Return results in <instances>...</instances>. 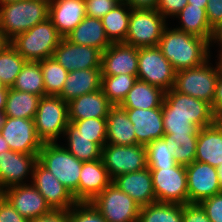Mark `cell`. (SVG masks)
Returning <instances> with one entry per match:
<instances>
[{"label": "cell", "mask_w": 222, "mask_h": 222, "mask_svg": "<svg viewBox=\"0 0 222 222\" xmlns=\"http://www.w3.org/2000/svg\"><path fill=\"white\" fill-rule=\"evenodd\" d=\"M187 174L188 203H200L222 192L217 168L208 163L193 161L185 166Z\"/></svg>", "instance_id": "cell-16"}, {"label": "cell", "mask_w": 222, "mask_h": 222, "mask_svg": "<svg viewBox=\"0 0 222 222\" xmlns=\"http://www.w3.org/2000/svg\"><path fill=\"white\" fill-rule=\"evenodd\" d=\"M187 4V0H159L157 10L167 19V16L175 17Z\"/></svg>", "instance_id": "cell-47"}, {"label": "cell", "mask_w": 222, "mask_h": 222, "mask_svg": "<svg viewBox=\"0 0 222 222\" xmlns=\"http://www.w3.org/2000/svg\"><path fill=\"white\" fill-rule=\"evenodd\" d=\"M107 138L106 144L114 145H134L136 144V134L133 124L125 109L112 106L109 109L107 118Z\"/></svg>", "instance_id": "cell-29"}, {"label": "cell", "mask_w": 222, "mask_h": 222, "mask_svg": "<svg viewBox=\"0 0 222 222\" xmlns=\"http://www.w3.org/2000/svg\"><path fill=\"white\" fill-rule=\"evenodd\" d=\"M112 106L101 88L68 102V120L71 123L90 118H107Z\"/></svg>", "instance_id": "cell-25"}, {"label": "cell", "mask_w": 222, "mask_h": 222, "mask_svg": "<svg viewBox=\"0 0 222 222\" xmlns=\"http://www.w3.org/2000/svg\"><path fill=\"white\" fill-rule=\"evenodd\" d=\"M5 189L3 188L2 184L0 183V198L4 197Z\"/></svg>", "instance_id": "cell-61"}, {"label": "cell", "mask_w": 222, "mask_h": 222, "mask_svg": "<svg viewBox=\"0 0 222 222\" xmlns=\"http://www.w3.org/2000/svg\"><path fill=\"white\" fill-rule=\"evenodd\" d=\"M217 171H218V178H219L220 187L222 190V163L220 164L219 167H217Z\"/></svg>", "instance_id": "cell-57"}, {"label": "cell", "mask_w": 222, "mask_h": 222, "mask_svg": "<svg viewBox=\"0 0 222 222\" xmlns=\"http://www.w3.org/2000/svg\"><path fill=\"white\" fill-rule=\"evenodd\" d=\"M175 77V69L158 46L138 48V80L157 86L166 92L174 87Z\"/></svg>", "instance_id": "cell-8"}, {"label": "cell", "mask_w": 222, "mask_h": 222, "mask_svg": "<svg viewBox=\"0 0 222 222\" xmlns=\"http://www.w3.org/2000/svg\"><path fill=\"white\" fill-rule=\"evenodd\" d=\"M209 62L208 59L200 66L177 71L173 88L182 94L212 104L220 67L216 64L217 66L212 68Z\"/></svg>", "instance_id": "cell-6"}, {"label": "cell", "mask_w": 222, "mask_h": 222, "mask_svg": "<svg viewBox=\"0 0 222 222\" xmlns=\"http://www.w3.org/2000/svg\"><path fill=\"white\" fill-rule=\"evenodd\" d=\"M9 150V145L5 141L4 137L0 134V153Z\"/></svg>", "instance_id": "cell-56"}, {"label": "cell", "mask_w": 222, "mask_h": 222, "mask_svg": "<svg viewBox=\"0 0 222 222\" xmlns=\"http://www.w3.org/2000/svg\"><path fill=\"white\" fill-rule=\"evenodd\" d=\"M138 222H183V205L154 202L140 207Z\"/></svg>", "instance_id": "cell-36"}, {"label": "cell", "mask_w": 222, "mask_h": 222, "mask_svg": "<svg viewBox=\"0 0 222 222\" xmlns=\"http://www.w3.org/2000/svg\"><path fill=\"white\" fill-rule=\"evenodd\" d=\"M26 60L10 45L0 52V79L12 87Z\"/></svg>", "instance_id": "cell-40"}, {"label": "cell", "mask_w": 222, "mask_h": 222, "mask_svg": "<svg viewBox=\"0 0 222 222\" xmlns=\"http://www.w3.org/2000/svg\"><path fill=\"white\" fill-rule=\"evenodd\" d=\"M195 161L219 167L222 163V120L199 129Z\"/></svg>", "instance_id": "cell-26"}, {"label": "cell", "mask_w": 222, "mask_h": 222, "mask_svg": "<svg viewBox=\"0 0 222 222\" xmlns=\"http://www.w3.org/2000/svg\"><path fill=\"white\" fill-rule=\"evenodd\" d=\"M175 17L182 23L176 29L204 38L210 43L213 29L208 23L206 9L187 4Z\"/></svg>", "instance_id": "cell-31"}, {"label": "cell", "mask_w": 222, "mask_h": 222, "mask_svg": "<svg viewBox=\"0 0 222 222\" xmlns=\"http://www.w3.org/2000/svg\"><path fill=\"white\" fill-rule=\"evenodd\" d=\"M162 113L185 116L200 129L214 124L219 119L210 103L182 94L174 88L164 94Z\"/></svg>", "instance_id": "cell-11"}, {"label": "cell", "mask_w": 222, "mask_h": 222, "mask_svg": "<svg viewBox=\"0 0 222 222\" xmlns=\"http://www.w3.org/2000/svg\"><path fill=\"white\" fill-rule=\"evenodd\" d=\"M10 43L5 37L3 31L0 29V52Z\"/></svg>", "instance_id": "cell-55"}, {"label": "cell", "mask_w": 222, "mask_h": 222, "mask_svg": "<svg viewBox=\"0 0 222 222\" xmlns=\"http://www.w3.org/2000/svg\"><path fill=\"white\" fill-rule=\"evenodd\" d=\"M131 9H157L159 0H123Z\"/></svg>", "instance_id": "cell-51"}, {"label": "cell", "mask_w": 222, "mask_h": 222, "mask_svg": "<svg viewBox=\"0 0 222 222\" xmlns=\"http://www.w3.org/2000/svg\"><path fill=\"white\" fill-rule=\"evenodd\" d=\"M211 222H222V192L199 203Z\"/></svg>", "instance_id": "cell-44"}, {"label": "cell", "mask_w": 222, "mask_h": 222, "mask_svg": "<svg viewBox=\"0 0 222 222\" xmlns=\"http://www.w3.org/2000/svg\"><path fill=\"white\" fill-rule=\"evenodd\" d=\"M40 98L38 95L9 87L4 114L11 118L34 119Z\"/></svg>", "instance_id": "cell-32"}, {"label": "cell", "mask_w": 222, "mask_h": 222, "mask_svg": "<svg viewBox=\"0 0 222 222\" xmlns=\"http://www.w3.org/2000/svg\"><path fill=\"white\" fill-rule=\"evenodd\" d=\"M85 17L84 0H50L49 19L62 37H66Z\"/></svg>", "instance_id": "cell-24"}, {"label": "cell", "mask_w": 222, "mask_h": 222, "mask_svg": "<svg viewBox=\"0 0 222 222\" xmlns=\"http://www.w3.org/2000/svg\"><path fill=\"white\" fill-rule=\"evenodd\" d=\"M149 169L152 175L153 190L157 202L182 205L188 203L185 166L176 164L174 167Z\"/></svg>", "instance_id": "cell-13"}, {"label": "cell", "mask_w": 222, "mask_h": 222, "mask_svg": "<svg viewBox=\"0 0 222 222\" xmlns=\"http://www.w3.org/2000/svg\"><path fill=\"white\" fill-rule=\"evenodd\" d=\"M62 38L48 18L28 31L16 35L10 40V45L26 61H40L53 56Z\"/></svg>", "instance_id": "cell-3"}, {"label": "cell", "mask_w": 222, "mask_h": 222, "mask_svg": "<svg viewBox=\"0 0 222 222\" xmlns=\"http://www.w3.org/2000/svg\"><path fill=\"white\" fill-rule=\"evenodd\" d=\"M69 222H107L90 202H77L68 210Z\"/></svg>", "instance_id": "cell-42"}, {"label": "cell", "mask_w": 222, "mask_h": 222, "mask_svg": "<svg viewBox=\"0 0 222 222\" xmlns=\"http://www.w3.org/2000/svg\"><path fill=\"white\" fill-rule=\"evenodd\" d=\"M206 13L212 29L222 23V0H208Z\"/></svg>", "instance_id": "cell-48"}, {"label": "cell", "mask_w": 222, "mask_h": 222, "mask_svg": "<svg viewBox=\"0 0 222 222\" xmlns=\"http://www.w3.org/2000/svg\"><path fill=\"white\" fill-rule=\"evenodd\" d=\"M219 61L217 62L219 67H220V71L222 72V54H219V57H218Z\"/></svg>", "instance_id": "cell-60"}, {"label": "cell", "mask_w": 222, "mask_h": 222, "mask_svg": "<svg viewBox=\"0 0 222 222\" xmlns=\"http://www.w3.org/2000/svg\"><path fill=\"white\" fill-rule=\"evenodd\" d=\"M166 20L157 9H131L126 44L134 47L158 46Z\"/></svg>", "instance_id": "cell-7"}, {"label": "cell", "mask_w": 222, "mask_h": 222, "mask_svg": "<svg viewBox=\"0 0 222 222\" xmlns=\"http://www.w3.org/2000/svg\"><path fill=\"white\" fill-rule=\"evenodd\" d=\"M0 222H29V220L22 217L9 201L2 197L0 198Z\"/></svg>", "instance_id": "cell-46"}, {"label": "cell", "mask_w": 222, "mask_h": 222, "mask_svg": "<svg viewBox=\"0 0 222 222\" xmlns=\"http://www.w3.org/2000/svg\"><path fill=\"white\" fill-rule=\"evenodd\" d=\"M112 183L101 159L83 162L79 185L78 202H91Z\"/></svg>", "instance_id": "cell-23"}, {"label": "cell", "mask_w": 222, "mask_h": 222, "mask_svg": "<svg viewBox=\"0 0 222 222\" xmlns=\"http://www.w3.org/2000/svg\"><path fill=\"white\" fill-rule=\"evenodd\" d=\"M29 222H69L68 210H51L49 213L29 220Z\"/></svg>", "instance_id": "cell-49"}, {"label": "cell", "mask_w": 222, "mask_h": 222, "mask_svg": "<svg viewBox=\"0 0 222 222\" xmlns=\"http://www.w3.org/2000/svg\"><path fill=\"white\" fill-rule=\"evenodd\" d=\"M5 118H6V116H5L4 112H0V130L2 129Z\"/></svg>", "instance_id": "cell-58"}, {"label": "cell", "mask_w": 222, "mask_h": 222, "mask_svg": "<svg viewBox=\"0 0 222 222\" xmlns=\"http://www.w3.org/2000/svg\"><path fill=\"white\" fill-rule=\"evenodd\" d=\"M15 1H23V0H0V5H3L5 3H9V2H15Z\"/></svg>", "instance_id": "cell-59"}, {"label": "cell", "mask_w": 222, "mask_h": 222, "mask_svg": "<svg viewBox=\"0 0 222 222\" xmlns=\"http://www.w3.org/2000/svg\"><path fill=\"white\" fill-rule=\"evenodd\" d=\"M188 4H192L193 6L196 7H202L204 9H206L208 0H187Z\"/></svg>", "instance_id": "cell-54"}, {"label": "cell", "mask_w": 222, "mask_h": 222, "mask_svg": "<svg viewBox=\"0 0 222 222\" xmlns=\"http://www.w3.org/2000/svg\"><path fill=\"white\" fill-rule=\"evenodd\" d=\"M0 134L9 149L25 154H39L43 142L38 138L34 119L6 117Z\"/></svg>", "instance_id": "cell-15"}, {"label": "cell", "mask_w": 222, "mask_h": 222, "mask_svg": "<svg viewBox=\"0 0 222 222\" xmlns=\"http://www.w3.org/2000/svg\"><path fill=\"white\" fill-rule=\"evenodd\" d=\"M130 15L131 8L122 2L101 18L106 36L111 43L125 42Z\"/></svg>", "instance_id": "cell-33"}, {"label": "cell", "mask_w": 222, "mask_h": 222, "mask_svg": "<svg viewBox=\"0 0 222 222\" xmlns=\"http://www.w3.org/2000/svg\"><path fill=\"white\" fill-rule=\"evenodd\" d=\"M102 75L128 74L137 77L138 47L124 42L112 43L102 52Z\"/></svg>", "instance_id": "cell-18"}, {"label": "cell", "mask_w": 222, "mask_h": 222, "mask_svg": "<svg viewBox=\"0 0 222 222\" xmlns=\"http://www.w3.org/2000/svg\"><path fill=\"white\" fill-rule=\"evenodd\" d=\"M112 182L140 207L157 202L153 190L152 175L148 167L140 171L118 175Z\"/></svg>", "instance_id": "cell-22"}, {"label": "cell", "mask_w": 222, "mask_h": 222, "mask_svg": "<svg viewBox=\"0 0 222 222\" xmlns=\"http://www.w3.org/2000/svg\"><path fill=\"white\" fill-rule=\"evenodd\" d=\"M68 72L101 69L102 52L94 47L78 45L63 37L52 56Z\"/></svg>", "instance_id": "cell-17"}, {"label": "cell", "mask_w": 222, "mask_h": 222, "mask_svg": "<svg viewBox=\"0 0 222 222\" xmlns=\"http://www.w3.org/2000/svg\"><path fill=\"white\" fill-rule=\"evenodd\" d=\"M37 160L69 189L78 202V185L83 162L57 142L43 143Z\"/></svg>", "instance_id": "cell-4"}, {"label": "cell", "mask_w": 222, "mask_h": 222, "mask_svg": "<svg viewBox=\"0 0 222 222\" xmlns=\"http://www.w3.org/2000/svg\"><path fill=\"white\" fill-rule=\"evenodd\" d=\"M102 72L101 69H83L68 72L66 81L62 89L61 97L65 102L92 93L101 89Z\"/></svg>", "instance_id": "cell-27"}, {"label": "cell", "mask_w": 222, "mask_h": 222, "mask_svg": "<svg viewBox=\"0 0 222 222\" xmlns=\"http://www.w3.org/2000/svg\"><path fill=\"white\" fill-rule=\"evenodd\" d=\"M64 134L68 140L66 149L78 160L87 162L101 159V148L89 138L81 136L72 123H68Z\"/></svg>", "instance_id": "cell-34"}, {"label": "cell", "mask_w": 222, "mask_h": 222, "mask_svg": "<svg viewBox=\"0 0 222 222\" xmlns=\"http://www.w3.org/2000/svg\"><path fill=\"white\" fill-rule=\"evenodd\" d=\"M79 131L81 136L89 138L101 149L106 144L107 121L106 118H90L71 122Z\"/></svg>", "instance_id": "cell-41"}, {"label": "cell", "mask_w": 222, "mask_h": 222, "mask_svg": "<svg viewBox=\"0 0 222 222\" xmlns=\"http://www.w3.org/2000/svg\"><path fill=\"white\" fill-rule=\"evenodd\" d=\"M43 75L45 95L59 96L62 92L68 71L53 57L39 61Z\"/></svg>", "instance_id": "cell-39"}, {"label": "cell", "mask_w": 222, "mask_h": 222, "mask_svg": "<svg viewBox=\"0 0 222 222\" xmlns=\"http://www.w3.org/2000/svg\"><path fill=\"white\" fill-rule=\"evenodd\" d=\"M164 94L161 88L137 79L119 106L123 109L158 108L162 105Z\"/></svg>", "instance_id": "cell-30"}, {"label": "cell", "mask_w": 222, "mask_h": 222, "mask_svg": "<svg viewBox=\"0 0 222 222\" xmlns=\"http://www.w3.org/2000/svg\"><path fill=\"white\" fill-rule=\"evenodd\" d=\"M136 134V144L147 146L164 134L162 105L152 109H125Z\"/></svg>", "instance_id": "cell-20"}, {"label": "cell", "mask_w": 222, "mask_h": 222, "mask_svg": "<svg viewBox=\"0 0 222 222\" xmlns=\"http://www.w3.org/2000/svg\"><path fill=\"white\" fill-rule=\"evenodd\" d=\"M90 203L107 222H138L140 206L113 182Z\"/></svg>", "instance_id": "cell-9"}, {"label": "cell", "mask_w": 222, "mask_h": 222, "mask_svg": "<svg viewBox=\"0 0 222 222\" xmlns=\"http://www.w3.org/2000/svg\"><path fill=\"white\" fill-rule=\"evenodd\" d=\"M11 88L40 97L45 96L43 75L39 61H26Z\"/></svg>", "instance_id": "cell-37"}, {"label": "cell", "mask_w": 222, "mask_h": 222, "mask_svg": "<svg viewBox=\"0 0 222 222\" xmlns=\"http://www.w3.org/2000/svg\"><path fill=\"white\" fill-rule=\"evenodd\" d=\"M165 134H170L176 143L174 159L177 164L187 166L195 161L199 127L181 115L163 113Z\"/></svg>", "instance_id": "cell-10"}, {"label": "cell", "mask_w": 222, "mask_h": 222, "mask_svg": "<svg viewBox=\"0 0 222 222\" xmlns=\"http://www.w3.org/2000/svg\"><path fill=\"white\" fill-rule=\"evenodd\" d=\"M86 7V16L101 19L117 4L116 0H84Z\"/></svg>", "instance_id": "cell-43"}, {"label": "cell", "mask_w": 222, "mask_h": 222, "mask_svg": "<svg viewBox=\"0 0 222 222\" xmlns=\"http://www.w3.org/2000/svg\"><path fill=\"white\" fill-rule=\"evenodd\" d=\"M38 154L12 150L0 153V183L4 189L24 184L23 179L33 171Z\"/></svg>", "instance_id": "cell-21"}, {"label": "cell", "mask_w": 222, "mask_h": 222, "mask_svg": "<svg viewBox=\"0 0 222 222\" xmlns=\"http://www.w3.org/2000/svg\"><path fill=\"white\" fill-rule=\"evenodd\" d=\"M4 197L22 217L28 220L47 214L52 210L32 184L24 183L7 188Z\"/></svg>", "instance_id": "cell-19"}, {"label": "cell", "mask_w": 222, "mask_h": 222, "mask_svg": "<svg viewBox=\"0 0 222 222\" xmlns=\"http://www.w3.org/2000/svg\"><path fill=\"white\" fill-rule=\"evenodd\" d=\"M34 122L37 136L43 143L56 142L69 123L68 103L59 96H42Z\"/></svg>", "instance_id": "cell-5"}, {"label": "cell", "mask_w": 222, "mask_h": 222, "mask_svg": "<svg viewBox=\"0 0 222 222\" xmlns=\"http://www.w3.org/2000/svg\"><path fill=\"white\" fill-rule=\"evenodd\" d=\"M183 222H211L199 203L183 205Z\"/></svg>", "instance_id": "cell-45"}, {"label": "cell", "mask_w": 222, "mask_h": 222, "mask_svg": "<svg viewBox=\"0 0 222 222\" xmlns=\"http://www.w3.org/2000/svg\"><path fill=\"white\" fill-rule=\"evenodd\" d=\"M66 38L74 44L106 50L112 43L106 36L101 19L86 16Z\"/></svg>", "instance_id": "cell-28"}, {"label": "cell", "mask_w": 222, "mask_h": 222, "mask_svg": "<svg viewBox=\"0 0 222 222\" xmlns=\"http://www.w3.org/2000/svg\"><path fill=\"white\" fill-rule=\"evenodd\" d=\"M176 143L170 134H164L161 139L153 140L146 146L148 168L174 167L177 163L174 159Z\"/></svg>", "instance_id": "cell-35"}, {"label": "cell", "mask_w": 222, "mask_h": 222, "mask_svg": "<svg viewBox=\"0 0 222 222\" xmlns=\"http://www.w3.org/2000/svg\"><path fill=\"white\" fill-rule=\"evenodd\" d=\"M118 3H122L123 2V0H116Z\"/></svg>", "instance_id": "cell-62"}, {"label": "cell", "mask_w": 222, "mask_h": 222, "mask_svg": "<svg viewBox=\"0 0 222 222\" xmlns=\"http://www.w3.org/2000/svg\"><path fill=\"white\" fill-rule=\"evenodd\" d=\"M136 81V76L128 74L102 75L101 88L108 101L117 106L123 102Z\"/></svg>", "instance_id": "cell-38"}, {"label": "cell", "mask_w": 222, "mask_h": 222, "mask_svg": "<svg viewBox=\"0 0 222 222\" xmlns=\"http://www.w3.org/2000/svg\"><path fill=\"white\" fill-rule=\"evenodd\" d=\"M218 42L221 47L220 54H222V23L218 24L215 28H213L212 36L210 42L212 43Z\"/></svg>", "instance_id": "cell-52"}, {"label": "cell", "mask_w": 222, "mask_h": 222, "mask_svg": "<svg viewBox=\"0 0 222 222\" xmlns=\"http://www.w3.org/2000/svg\"><path fill=\"white\" fill-rule=\"evenodd\" d=\"M101 160L113 180L118 175L147 168L146 146L105 144Z\"/></svg>", "instance_id": "cell-12"}, {"label": "cell", "mask_w": 222, "mask_h": 222, "mask_svg": "<svg viewBox=\"0 0 222 222\" xmlns=\"http://www.w3.org/2000/svg\"><path fill=\"white\" fill-rule=\"evenodd\" d=\"M213 112L219 117H222V72L220 71L216 88L215 95L211 104Z\"/></svg>", "instance_id": "cell-50"}, {"label": "cell", "mask_w": 222, "mask_h": 222, "mask_svg": "<svg viewBox=\"0 0 222 222\" xmlns=\"http://www.w3.org/2000/svg\"><path fill=\"white\" fill-rule=\"evenodd\" d=\"M31 184L44 197L46 203L53 210H69L77 201L66 188L47 168L38 160L35 162Z\"/></svg>", "instance_id": "cell-14"}, {"label": "cell", "mask_w": 222, "mask_h": 222, "mask_svg": "<svg viewBox=\"0 0 222 222\" xmlns=\"http://www.w3.org/2000/svg\"><path fill=\"white\" fill-rule=\"evenodd\" d=\"M8 89L9 87H7L0 79V112L5 111Z\"/></svg>", "instance_id": "cell-53"}, {"label": "cell", "mask_w": 222, "mask_h": 222, "mask_svg": "<svg viewBox=\"0 0 222 222\" xmlns=\"http://www.w3.org/2000/svg\"><path fill=\"white\" fill-rule=\"evenodd\" d=\"M50 0H23L0 5V29L10 41L49 18Z\"/></svg>", "instance_id": "cell-2"}, {"label": "cell", "mask_w": 222, "mask_h": 222, "mask_svg": "<svg viewBox=\"0 0 222 222\" xmlns=\"http://www.w3.org/2000/svg\"><path fill=\"white\" fill-rule=\"evenodd\" d=\"M210 45L206 39L165 27L158 47L175 71L194 68L209 59Z\"/></svg>", "instance_id": "cell-1"}]
</instances>
